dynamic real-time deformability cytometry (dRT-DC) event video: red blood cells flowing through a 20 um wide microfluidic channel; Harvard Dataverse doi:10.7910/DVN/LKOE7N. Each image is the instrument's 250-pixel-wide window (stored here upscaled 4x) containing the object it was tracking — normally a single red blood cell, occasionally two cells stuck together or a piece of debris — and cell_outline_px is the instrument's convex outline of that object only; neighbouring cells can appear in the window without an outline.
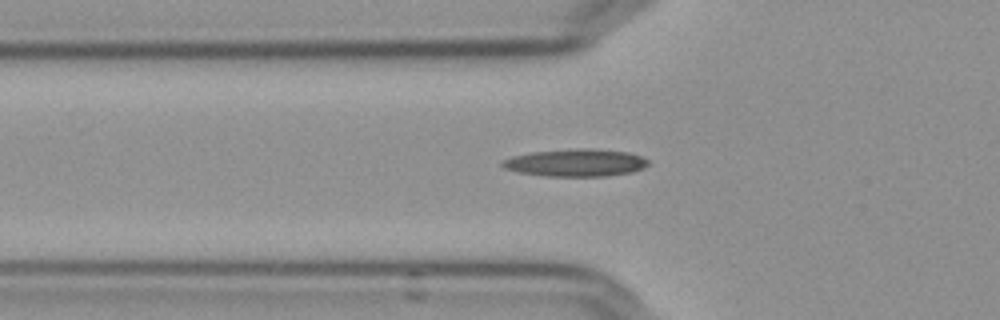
{"species": "Egyptian fruit bat (a non-hibernating species)", "species_latin": "Rousettus aegyptiacus", "temperature_condition": "cold", "stored_images_in_passage": 38, "camera_frame_rate_fps": 3000, "um_per_image_px": 0.085, "frame": {"image": 1, "passage_image": 5, "time_ms": 1.333, "image_size_px": [1000, 320], "cell_outline_px": [[648, 164], [644, 168], [632, 172], [604, 176], [544, 176], [516, 172], [504, 168], [500, 164], [504, 160], [512, 156], [532, 152], [572, 148], [592, 148], [628, 152], [640, 156], [648, 160]], "centroid_in_image_um": [48.92, 13.83], "position_along_channel_um": 76.9, "area_um2": 23.47}}
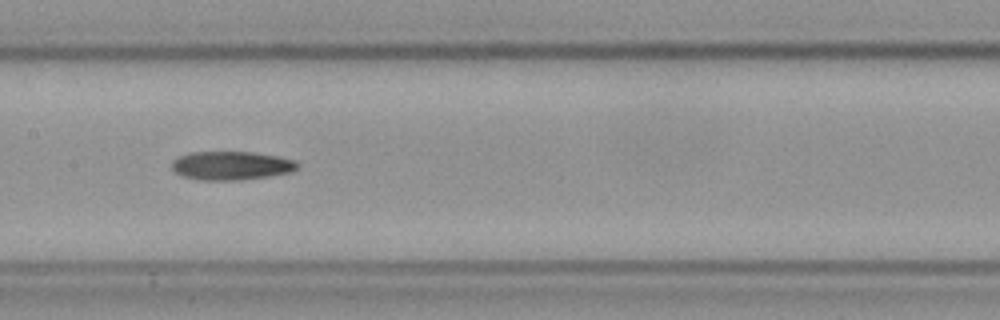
{"frame": {"image": 2, "passage_image": 14, "time_ms": 4.333, "image_size_px": [1000, 320], "cell_outline_px": [[300, 164], [292, 172], [268, 176], [236, 180], [200, 180], [184, 176], [176, 172], [172, 168], [172, 160], [188, 152], [252, 152], [276, 156], [296, 160]], "centroid_in_image_um": [19.67, 14.07], "position_along_channel_um": 187.7, "area_um2": 20.87}}
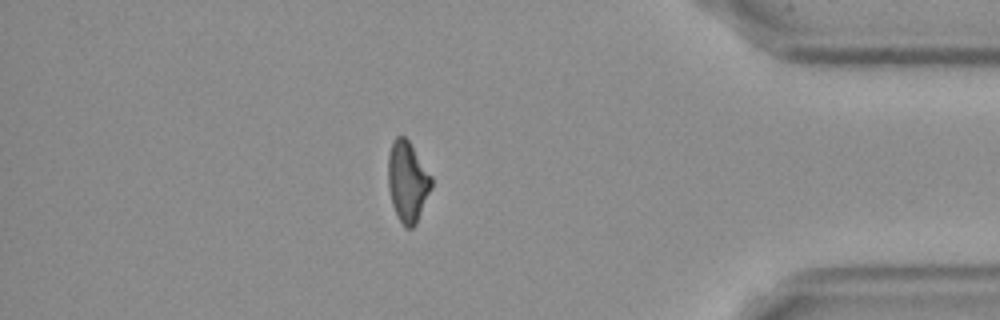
{"frame": {"image": 3, "passage_image": 34, "time_ms": 11.0, "image_size_px": [1000, 320], "cell_outline_px": [[432, 188], [416, 224], [412, 228], [408, 228], [400, 220], [392, 204], [388, 188], [388, 156], [392, 140], [396, 136], [404, 136], [408, 140], [432, 176]], "centroid_in_image_um": [34.64, 15.41], "position_along_channel_um": 400.6, "area_um2": 20.29}}